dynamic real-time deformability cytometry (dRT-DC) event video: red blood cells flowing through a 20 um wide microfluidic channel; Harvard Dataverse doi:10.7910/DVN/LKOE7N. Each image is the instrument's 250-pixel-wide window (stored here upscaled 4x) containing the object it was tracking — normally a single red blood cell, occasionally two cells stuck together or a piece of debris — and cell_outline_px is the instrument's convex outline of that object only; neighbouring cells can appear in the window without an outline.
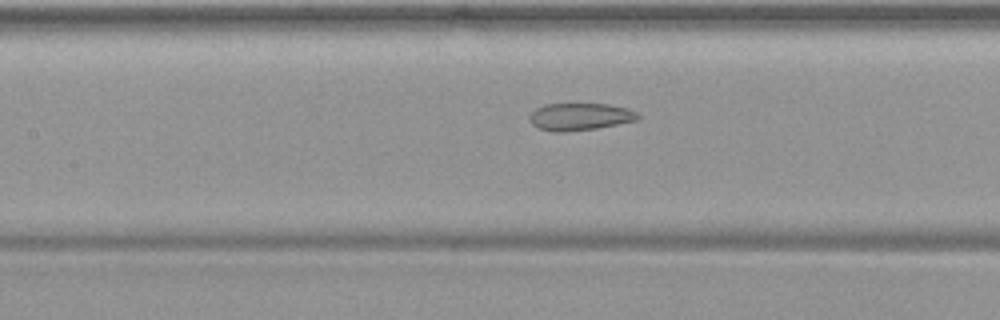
{"species": "common noctule bat (a hibernating species)", "species_latin": "Nyctalus noctula", "temperature_condition": "warm", "stored_images_in_passage": 45, "segment_of_instrument_passage": [2, 2], "camera_frame_rate_fps": 3000, "um_per_image_px": 0.085, "animal": {"sex": "female", "body_mass_g": 19.9}, "frame": {"image": 1, "passage_image": 23, "time_ms": 7.333, "image_size_px": [1000, 320], "cell_outline_px": [[640, 116], [636, 120], [596, 128], [564, 132], [556, 132], [540, 128], [532, 124], [528, 120], [528, 116], [536, 108], [544, 104], [608, 104], [628, 108], [636, 112]], "centroid_in_image_um": [49.26, 9.91], "position_along_channel_um": 158.1, "area_um2": 17.11}}
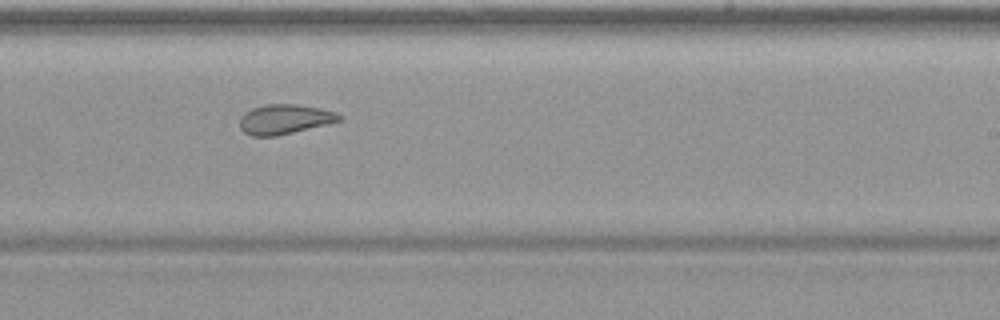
{"frame": {"image": 2, "passage_image": 31, "time_ms": 10.0, "image_size_px": [1000, 320], "cell_outline_px": [[344, 116], [340, 120], [276, 136], [252, 136], [244, 132], [240, 128], [240, 116], [244, 112], [252, 108], [264, 104], [296, 104], [320, 108], [336, 112]], "centroid_in_image_um": [24.15, 10.12], "position_along_channel_um": 264.9, "area_um2": 17.11}}
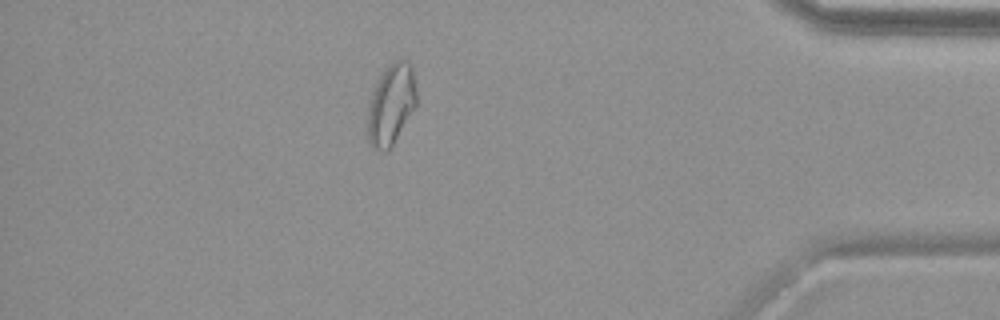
{"frame": {"image": 3, "passage_image": 44, "time_ms": 14.333, "image_size_px": [1000, 320], "cell_outline_px": [[416, 108], [388, 152], [384, 152], [372, 148], [368, 140], [368, 100], [376, 80], [388, 64], [396, 60], [404, 60], [412, 68], [416, 92]], "centroid_in_image_um": [33.22, 8.91], "position_along_channel_um": 402.0, "area_um2": 23.35}}